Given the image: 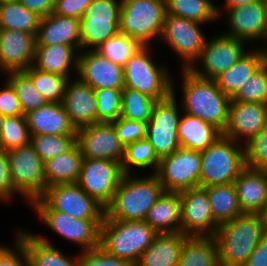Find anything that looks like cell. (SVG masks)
Wrapping results in <instances>:
<instances>
[{"mask_svg": "<svg viewBox=\"0 0 267 266\" xmlns=\"http://www.w3.org/2000/svg\"><path fill=\"white\" fill-rule=\"evenodd\" d=\"M141 46L137 40L119 32L103 42L95 50L111 62L124 67L126 62Z\"/></svg>", "mask_w": 267, "mask_h": 266, "instance_id": "obj_40", "label": "cell"}, {"mask_svg": "<svg viewBox=\"0 0 267 266\" xmlns=\"http://www.w3.org/2000/svg\"><path fill=\"white\" fill-rule=\"evenodd\" d=\"M244 266H267V232L262 236Z\"/></svg>", "mask_w": 267, "mask_h": 266, "instance_id": "obj_56", "label": "cell"}, {"mask_svg": "<svg viewBox=\"0 0 267 266\" xmlns=\"http://www.w3.org/2000/svg\"><path fill=\"white\" fill-rule=\"evenodd\" d=\"M89 51L77 55L79 79L94 90L103 88L123 89L124 67L111 62L94 49Z\"/></svg>", "mask_w": 267, "mask_h": 266, "instance_id": "obj_18", "label": "cell"}, {"mask_svg": "<svg viewBox=\"0 0 267 266\" xmlns=\"http://www.w3.org/2000/svg\"><path fill=\"white\" fill-rule=\"evenodd\" d=\"M246 167L267 171V124L245 144Z\"/></svg>", "mask_w": 267, "mask_h": 266, "instance_id": "obj_47", "label": "cell"}, {"mask_svg": "<svg viewBox=\"0 0 267 266\" xmlns=\"http://www.w3.org/2000/svg\"><path fill=\"white\" fill-rule=\"evenodd\" d=\"M179 193L181 233L187 236H214L219 225L212 217L206 189L198 186Z\"/></svg>", "mask_w": 267, "mask_h": 266, "instance_id": "obj_16", "label": "cell"}, {"mask_svg": "<svg viewBox=\"0 0 267 266\" xmlns=\"http://www.w3.org/2000/svg\"><path fill=\"white\" fill-rule=\"evenodd\" d=\"M31 204L49 228L69 241L83 246L84 251L100 246V226L103 219H75L51 209L41 198Z\"/></svg>", "mask_w": 267, "mask_h": 266, "instance_id": "obj_9", "label": "cell"}, {"mask_svg": "<svg viewBox=\"0 0 267 266\" xmlns=\"http://www.w3.org/2000/svg\"><path fill=\"white\" fill-rule=\"evenodd\" d=\"M166 13L204 24L221 16L211 0H165Z\"/></svg>", "mask_w": 267, "mask_h": 266, "instance_id": "obj_35", "label": "cell"}, {"mask_svg": "<svg viewBox=\"0 0 267 266\" xmlns=\"http://www.w3.org/2000/svg\"><path fill=\"white\" fill-rule=\"evenodd\" d=\"M40 19L18 0L0 3V30H19L37 35Z\"/></svg>", "mask_w": 267, "mask_h": 266, "instance_id": "obj_34", "label": "cell"}, {"mask_svg": "<svg viewBox=\"0 0 267 266\" xmlns=\"http://www.w3.org/2000/svg\"><path fill=\"white\" fill-rule=\"evenodd\" d=\"M231 100L267 104V66L262 64Z\"/></svg>", "mask_w": 267, "mask_h": 266, "instance_id": "obj_46", "label": "cell"}, {"mask_svg": "<svg viewBox=\"0 0 267 266\" xmlns=\"http://www.w3.org/2000/svg\"><path fill=\"white\" fill-rule=\"evenodd\" d=\"M36 35L19 30H0V70L21 71L33 65Z\"/></svg>", "mask_w": 267, "mask_h": 266, "instance_id": "obj_20", "label": "cell"}, {"mask_svg": "<svg viewBox=\"0 0 267 266\" xmlns=\"http://www.w3.org/2000/svg\"><path fill=\"white\" fill-rule=\"evenodd\" d=\"M66 83L61 104L76 129L97 123V101L94 89L79 78ZM70 84V85H69Z\"/></svg>", "mask_w": 267, "mask_h": 266, "instance_id": "obj_22", "label": "cell"}, {"mask_svg": "<svg viewBox=\"0 0 267 266\" xmlns=\"http://www.w3.org/2000/svg\"><path fill=\"white\" fill-rule=\"evenodd\" d=\"M265 4L266 16H267V0H263Z\"/></svg>", "mask_w": 267, "mask_h": 266, "instance_id": "obj_61", "label": "cell"}, {"mask_svg": "<svg viewBox=\"0 0 267 266\" xmlns=\"http://www.w3.org/2000/svg\"><path fill=\"white\" fill-rule=\"evenodd\" d=\"M178 266H220L214 236H187L181 248Z\"/></svg>", "mask_w": 267, "mask_h": 266, "instance_id": "obj_32", "label": "cell"}, {"mask_svg": "<svg viewBox=\"0 0 267 266\" xmlns=\"http://www.w3.org/2000/svg\"><path fill=\"white\" fill-rule=\"evenodd\" d=\"M197 22L165 14L161 37L182 57V69H190L201 55L205 37ZM195 60V61H194Z\"/></svg>", "mask_w": 267, "mask_h": 266, "instance_id": "obj_14", "label": "cell"}, {"mask_svg": "<svg viewBox=\"0 0 267 266\" xmlns=\"http://www.w3.org/2000/svg\"><path fill=\"white\" fill-rule=\"evenodd\" d=\"M111 123L124 147L146 137V122L129 120L120 116Z\"/></svg>", "mask_w": 267, "mask_h": 266, "instance_id": "obj_48", "label": "cell"}, {"mask_svg": "<svg viewBox=\"0 0 267 266\" xmlns=\"http://www.w3.org/2000/svg\"><path fill=\"white\" fill-rule=\"evenodd\" d=\"M256 1H259V0H226L225 2L226 4L224 6H226V8H235V7H240L245 4H250Z\"/></svg>", "mask_w": 267, "mask_h": 266, "instance_id": "obj_58", "label": "cell"}, {"mask_svg": "<svg viewBox=\"0 0 267 266\" xmlns=\"http://www.w3.org/2000/svg\"><path fill=\"white\" fill-rule=\"evenodd\" d=\"M186 237L182 233L158 234L134 266H178Z\"/></svg>", "mask_w": 267, "mask_h": 266, "instance_id": "obj_27", "label": "cell"}, {"mask_svg": "<svg viewBox=\"0 0 267 266\" xmlns=\"http://www.w3.org/2000/svg\"><path fill=\"white\" fill-rule=\"evenodd\" d=\"M31 135L76 136L77 129L72 124L61 103H46L25 114Z\"/></svg>", "mask_w": 267, "mask_h": 266, "instance_id": "obj_25", "label": "cell"}, {"mask_svg": "<svg viewBox=\"0 0 267 266\" xmlns=\"http://www.w3.org/2000/svg\"><path fill=\"white\" fill-rule=\"evenodd\" d=\"M78 266H133L125 259L108 254L103 248L96 247L78 255Z\"/></svg>", "mask_w": 267, "mask_h": 266, "instance_id": "obj_50", "label": "cell"}, {"mask_svg": "<svg viewBox=\"0 0 267 266\" xmlns=\"http://www.w3.org/2000/svg\"><path fill=\"white\" fill-rule=\"evenodd\" d=\"M265 38H266V41H265L266 42V48L260 52L262 55L263 64L267 66V35Z\"/></svg>", "mask_w": 267, "mask_h": 266, "instance_id": "obj_59", "label": "cell"}, {"mask_svg": "<svg viewBox=\"0 0 267 266\" xmlns=\"http://www.w3.org/2000/svg\"><path fill=\"white\" fill-rule=\"evenodd\" d=\"M264 216H265V218H266V220H267V210H266V212H265Z\"/></svg>", "mask_w": 267, "mask_h": 266, "instance_id": "obj_63", "label": "cell"}, {"mask_svg": "<svg viewBox=\"0 0 267 266\" xmlns=\"http://www.w3.org/2000/svg\"><path fill=\"white\" fill-rule=\"evenodd\" d=\"M16 247L18 251L14 252L15 250L11 248L0 246V266H29L26 250L18 239ZM19 253L21 257L18 255Z\"/></svg>", "mask_w": 267, "mask_h": 266, "instance_id": "obj_54", "label": "cell"}, {"mask_svg": "<svg viewBox=\"0 0 267 266\" xmlns=\"http://www.w3.org/2000/svg\"><path fill=\"white\" fill-rule=\"evenodd\" d=\"M121 0H92L80 19L120 21Z\"/></svg>", "mask_w": 267, "mask_h": 266, "instance_id": "obj_49", "label": "cell"}, {"mask_svg": "<svg viewBox=\"0 0 267 266\" xmlns=\"http://www.w3.org/2000/svg\"><path fill=\"white\" fill-rule=\"evenodd\" d=\"M30 143L25 115L4 116L0 132V150L9 151Z\"/></svg>", "mask_w": 267, "mask_h": 266, "instance_id": "obj_42", "label": "cell"}, {"mask_svg": "<svg viewBox=\"0 0 267 266\" xmlns=\"http://www.w3.org/2000/svg\"><path fill=\"white\" fill-rule=\"evenodd\" d=\"M80 28L81 49L91 46L95 50L103 42L120 32V21L80 19Z\"/></svg>", "mask_w": 267, "mask_h": 266, "instance_id": "obj_37", "label": "cell"}, {"mask_svg": "<svg viewBox=\"0 0 267 266\" xmlns=\"http://www.w3.org/2000/svg\"><path fill=\"white\" fill-rule=\"evenodd\" d=\"M267 124V104L230 101L227 126L222 135L238 142L241 136L249 142Z\"/></svg>", "mask_w": 267, "mask_h": 266, "instance_id": "obj_19", "label": "cell"}, {"mask_svg": "<svg viewBox=\"0 0 267 266\" xmlns=\"http://www.w3.org/2000/svg\"><path fill=\"white\" fill-rule=\"evenodd\" d=\"M97 101V123H111L121 116L122 89L94 90Z\"/></svg>", "mask_w": 267, "mask_h": 266, "instance_id": "obj_45", "label": "cell"}, {"mask_svg": "<svg viewBox=\"0 0 267 266\" xmlns=\"http://www.w3.org/2000/svg\"><path fill=\"white\" fill-rule=\"evenodd\" d=\"M131 176L123 175L111 202L105 207L104 219L142 221L164 192L155 174L141 179Z\"/></svg>", "mask_w": 267, "mask_h": 266, "instance_id": "obj_2", "label": "cell"}, {"mask_svg": "<svg viewBox=\"0 0 267 266\" xmlns=\"http://www.w3.org/2000/svg\"><path fill=\"white\" fill-rule=\"evenodd\" d=\"M182 71L186 114L198 117L223 132L228 122L231 97L224 94L214 80L196 76L190 69Z\"/></svg>", "mask_w": 267, "mask_h": 266, "instance_id": "obj_3", "label": "cell"}, {"mask_svg": "<svg viewBox=\"0 0 267 266\" xmlns=\"http://www.w3.org/2000/svg\"><path fill=\"white\" fill-rule=\"evenodd\" d=\"M221 135L201 151L199 187L234 183L245 165V146ZM242 147V148H241Z\"/></svg>", "mask_w": 267, "mask_h": 266, "instance_id": "obj_5", "label": "cell"}, {"mask_svg": "<svg viewBox=\"0 0 267 266\" xmlns=\"http://www.w3.org/2000/svg\"><path fill=\"white\" fill-rule=\"evenodd\" d=\"M119 162L108 159H83L77 184L104 208L123 177Z\"/></svg>", "mask_w": 267, "mask_h": 266, "instance_id": "obj_12", "label": "cell"}, {"mask_svg": "<svg viewBox=\"0 0 267 266\" xmlns=\"http://www.w3.org/2000/svg\"><path fill=\"white\" fill-rule=\"evenodd\" d=\"M184 114L180 118L177 129L181 147L201 152L222 135V132L215 126L198 117Z\"/></svg>", "mask_w": 267, "mask_h": 266, "instance_id": "obj_28", "label": "cell"}, {"mask_svg": "<svg viewBox=\"0 0 267 266\" xmlns=\"http://www.w3.org/2000/svg\"><path fill=\"white\" fill-rule=\"evenodd\" d=\"M6 87L0 91V114L2 116L24 115L16 91L11 83L5 81Z\"/></svg>", "mask_w": 267, "mask_h": 266, "instance_id": "obj_51", "label": "cell"}, {"mask_svg": "<svg viewBox=\"0 0 267 266\" xmlns=\"http://www.w3.org/2000/svg\"><path fill=\"white\" fill-rule=\"evenodd\" d=\"M16 191L10 177V167L7 152L0 150V200L12 199Z\"/></svg>", "mask_w": 267, "mask_h": 266, "instance_id": "obj_53", "label": "cell"}, {"mask_svg": "<svg viewBox=\"0 0 267 266\" xmlns=\"http://www.w3.org/2000/svg\"><path fill=\"white\" fill-rule=\"evenodd\" d=\"M51 209L75 219H104L105 208L87 195L77 183L56 184L40 197Z\"/></svg>", "mask_w": 267, "mask_h": 266, "instance_id": "obj_13", "label": "cell"}, {"mask_svg": "<svg viewBox=\"0 0 267 266\" xmlns=\"http://www.w3.org/2000/svg\"><path fill=\"white\" fill-rule=\"evenodd\" d=\"M3 120H4V116L0 114V132H1L2 125H3Z\"/></svg>", "mask_w": 267, "mask_h": 266, "instance_id": "obj_60", "label": "cell"}, {"mask_svg": "<svg viewBox=\"0 0 267 266\" xmlns=\"http://www.w3.org/2000/svg\"><path fill=\"white\" fill-rule=\"evenodd\" d=\"M165 14V0H121L120 33L148 46L161 37Z\"/></svg>", "mask_w": 267, "mask_h": 266, "instance_id": "obj_6", "label": "cell"}, {"mask_svg": "<svg viewBox=\"0 0 267 266\" xmlns=\"http://www.w3.org/2000/svg\"><path fill=\"white\" fill-rule=\"evenodd\" d=\"M92 0H55L54 13L80 19Z\"/></svg>", "mask_w": 267, "mask_h": 266, "instance_id": "obj_52", "label": "cell"}, {"mask_svg": "<svg viewBox=\"0 0 267 266\" xmlns=\"http://www.w3.org/2000/svg\"><path fill=\"white\" fill-rule=\"evenodd\" d=\"M10 177L17 194L32 203L45 192L44 162L33 146L27 145L7 151Z\"/></svg>", "mask_w": 267, "mask_h": 266, "instance_id": "obj_8", "label": "cell"}, {"mask_svg": "<svg viewBox=\"0 0 267 266\" xmlns=\"http://www.w3.org/2000/svg\"><path fill=\"white\" fill-rule=\"evenodd\" d=\"M266 232L264 214L244 213L219 225L214 239L220 266H244Z\"/></svg>", "mask_w": 267, "mask_h": 266, "instance_id": "obj_1", "label": "cell"}, {"mask_svg": "<svg viewBox=\"0 0 267 266\" xmlns=\"http://www.w3.org/2000/svg\"><path fill=\"white\" fill-rule=\"evenodd\" d=\"M229 32L226 36L244 42L257 40L267 35V16L263 0L240 7L227 8Z\"/></svg>", "mask_w": 267, "mask_h": 266, "instance_id": "obj_21", "label": "cell"}, {"mask_svg": "<svg viewBox=\"0 0 267 266\" xmlns=\"http://www.w3.org/2000/svg\"><path fill=\"white\" fill-rule=\"evenodd\" d=\"M52 45H69L79 51L81 48L80 19L55 13L42 17L36 35V46Z\"/></svg>", "mask_w": 267, "mask_h": 266, "instance_id": "obj_24", "label": "cell"}, {"mask_svg": "<svg viewBox=\"0 0 267 266\" xmlns=\"http://www.w3.org/2000/svg\"><path fill=\"white\" fill-rule=\"evenodd\" d=\"M27 9L37 14L40 18L54 13L55 0H18Z\"/></svg>", "mask_w": 267, "mask_h": 266, "instance_id": "obj_55", "label": "cell"}, {"mask_svg": "<svg viewBox=\"0 0 267 266\" xmlns=\"http://www.w3.org/2000/svg\"><path fill=\"white\" fill-rule=\"evenodd\" d=\"M83 156L77 144L44 162L45 190L56 184L77 183Z\"/></svg>", "mask_w": 267, "mask_h": 266, "instance_id": "obj_29", "label": "cell"}, {"mask_svg": "<svg viewBox=\"0 0 267 266\" xmlns=\"http://www.w3.org/2000/svg\"><path fill=\"white\" fill-rule=\"evenodd\" d=\"M74 51L77 50L69 45L36 46L33 66L70 79L71 64L77 69L78 53Z\"/></svg>", "mask_w": 267, "mask_h": 266, "instance_id": "obj_30", "label": "cell"}, {"mask_svg": "<svg viewBox=\"0 0 267 266\" xmlns=\"http://www.w3.org/2000/svg\"><path fill=\"white\" fill-rule=\"evenodd\" d=\"M223 34L213 40H205L198 58V60H202L204 72L197 70L194 66L190 68L196 76L213 80L220 73L232 67L245 54L244 41Z\"/></svg>", "mask_w": 267, "mask_h": 266, "instance_id": "obj_17", "label": "cell"}, {"mask_svg": "<svg viewBox=\"0 0 267 266\" xmlns=\"http://www.w3.org/2000/svg\"><path fill=\"white\" fill-rule=\"evenodd\" d=\"M160 159L156 155L153 147L146 139L138 140L125 146L124 158L121 164L123 174H130L129 167L146 168L151 166L155 172L158 168Z\"/></svg>", "mask_w": 267, "mask_h": 266, "instance_id": "obj_43", "label": "cell"}, {"mask_svg": "<svg viewBox=\"0 0 267 266\" xmlns=\"http://www.w3.org/2000/svg\"><path fill=\"white\" fill-rule=\"evenodd\" d=\"M6 1H16V0H0V3L1 2H6Z\"/></svg>", "mask_w": 267, "mask_h": 266, "instance_id": "obj_62", "label": "cell"}, {"mask_svg": "<svg viewBox=\"0 0 267 266\" xmlns=\"http://www.w3.org/2000/svg\"><path fill=\"white\" fill-rule=\"evenodd\" d=\"M243 213L265 214L267 210V171L245 167L234 181Z\"/></svg>", "mask_w": 267, "mask_h": 266, "instance_id": "obj_23", "label": "cell"}, {"mask_svg": "<svg viewBox=\"0 0 267 266\" xmlns=\"http://www.w3.org/2000/svg\"><path fill=\"white\" fill-rule=\"evenodd\" d=\"M181 213L180 193L164 191L144 221L158 234L181 233Z\"/></svg>", "mask_w": 267, "mask_h": 266, "instance_id": "obj_26", "label": "cell"}, {"mask_svg": "<svg viewBox=\"0 0 267 266\" xmlns=\"http://www.w3.org/2000/svg\"><path fill=\"white\" fill-rule=\"evenodd\" d=\"M30 144L43 162L70 150L76 144V136L31 135Z\"/></svg>", "mask_w": 267, "mask_h": 266, "instance_id": "obj_44", "label": "cell"}, {"mask_svg": "<svg viewBox=\"0 0 267 266\" xmlns=\"http://www.w3.org/2000/svg\"><path fill=\"white\" fill-rule=\"evenodd\" d=\"M201 153L180 147L162 157L155 175L165 192H180L199 186Z\"/></svg>", "mask_w": 267, "mask_h": 266, "instance_id": "obj_11", "label": "cell"}, {"mask_svg": "<svg viewBox=\"0 0 267 266\" xmlns=\"http://www.w3.org/2000/svg\"><path fill=\"white\" fill-rule=\"evenodd\" d=\"M76 144L83 159H108L122 164L125 147L112 123L98 122L77 129Z\"/></svg>", "mask_w": 267, "mask_h": 266, "instance_id": "obj_15", "label": "cell"}, {"mask_svg": "<svg viewBox=\"0 0 267 266\" xmlns=\"http://www.w3.org/2000/svg\"><path fill=\"white\" fill-rule=\"evenodd\" d=\"M174 91L172 88V93L167 98L155 102L151 118L146 125L145 139L159 159L181 147L177 136L180 118Z\"/></svg>", "mask_w": 267, "mask_h": 266, "instance_id": "obj_10", "label": "cell"}, {"mask_svg": "<svg viewBox=\"0 0 267 266\" xmlns=\"http://www.w3.org/2000/svg\"><path fill=\"white\" fill-rule=\"evenodd\" d=\"M58 266H78V256H76L75 260L72 262L69 258L62 255L58 249Z\"/></svg>", "mask_w": 267, "mask_h": 266, "instance_id": "obj_57", "label": "cell"}, {"mask_svg": "<svg viewBox=\"0 0 267 266\" xmlns=\"http://www.w3.org/2000/svg\"><path fill=\"white\" fill-rule=\"evenodd\" d=\"M34 83L35 88L42 94L48 103H61L64 98L67 78L45 72L33 65L24 70Z\"/></svg>", "mask_w": 267, "mask_h": 266, "instance_id": "obj_39", "label": "cell"}, {"mask_svg": "<svg viewBox=\"0 0 267 266\" xmlns=\"http://www.w3.org/2000/svg\"><path fill=\"white\" fill-rule=\"evenodd\" d=\"M214 221L222 223L241 216L242 212L234 183L205 187Z\"/></svg>", "mask_w": 267, "mask_h": 266, "instance_id": "obj_33", "label": "cell"}, {"mask_svg": "<svg viewBox=\"0 0 267 266\" xmlns=\"http://www.w3.org/2000/svg\"><path fill=\"white\" fill-rule=\"evenodd\" d=\"M9 74L7 80L16 91L24 115L47 103L42 94L35 88L31 77L24 70L9 71Z\"/></svg>", "mask_w": 267, "mask_h": 266, "instance_id": "obj_38", "label": "cell"}, {"mask_svg": "<svg viewBox=\"0 0 267 266\" xmlns=\"http://www.w3.org/2000/svg\"><path fill=\"white\" fill-rule=\"evenodd\" d=\"M149 45L141 46L124 66V87L159 101L167 98L174 87L164 67L152 62Z\"/></svg>", "mask_w": 267, "mask_h": 266, "instance_id": "obj_7", "label": "cell"}, {"mask_svg": "<svg viewBox=\"0 0 267 266\" xmlns=\"http://www.w3.org/2000/svg\"><path fill=\"white\" fill-rule=\"evenodd\" d=\"M16 238L23 244L29 266H58V249L41 236L17 232Z\"/></svg>", "mask_w": 267, "mask_h": 266, "instance_id": "obj_36", "label": "cell"}, {"mask_svg": "<svg viewBox=\"0 0 267 266\" xmlns=\"http://www.w3.org/2000/svg\"><path fill=\"white\" fill-rule=\"evenodd\" d=\"M157 235L144 220L103 219L100 226V247L108 254L125 259L134 266Z\"/></svg>", "mask_w": 267, "mask_h": 266, "instance_id": "obj_4", "label": "cell"}, {"mask_svg": "<svg viewBox=\"0 0 267 266\" xmlns=\"http://www.w3.org/2000/svg\"><path fill=\"white\" fill-rule=\"evenodd\" d=\"M262 64L260 50L253 51V53L249 52V54L246 52L232 67L220 73L213 80L224 94L232 97Z\"/></svg>", "mask_w": 267, "mask_h": 266, "instance_id": "obj_31", "label": "cell"}, {"mask_svg": "<svg viewBox=\"0 0 267 266\" xmlns=\"http://www.w3.org/2000/svg\"><path fill=\"white\" fill-rule=\"evenodd\" d=\"M156 100L131 88L122 89L121 117L148 122Z\"/></svg>", "mask_w": 267, "mask_h": 266, "instance_id": "obj_41", "label": "cell"}]
</instances>
